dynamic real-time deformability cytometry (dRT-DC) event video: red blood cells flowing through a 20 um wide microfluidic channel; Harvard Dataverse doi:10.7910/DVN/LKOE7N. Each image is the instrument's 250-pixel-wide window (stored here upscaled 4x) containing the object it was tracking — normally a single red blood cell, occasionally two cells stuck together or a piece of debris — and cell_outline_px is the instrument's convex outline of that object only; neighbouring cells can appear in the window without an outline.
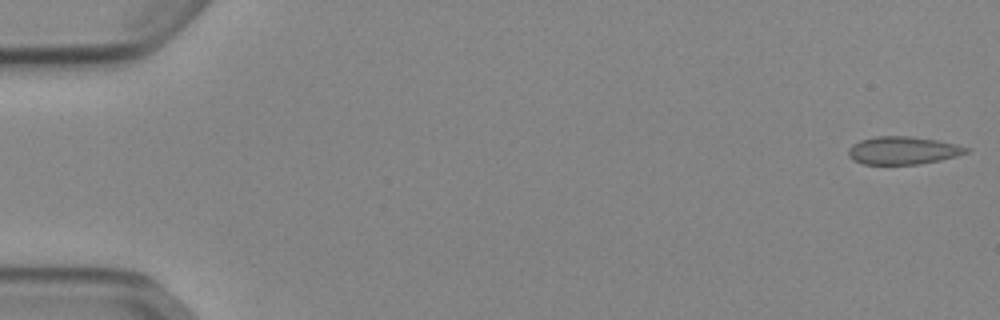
{"species": "Egyptian fruit bat (a non-hibernating species)", "species_latin": "Rousettus aegyptiacus", "temperature_condition": "cold", "stored_images_in_passage": 52, "camera_frame_rate_fps": 3000, "um_per_image_px": 0.085, "animal": {"sex": "female"}, "frame": {"image": 1, "passage_image": 1, "time_ms": 0.0, "image_size_px": [1000, 320], "cell_outline_px": [[972, 148], [968, 152], [956, 156], [940, 160], [920, 164], [864, 164], [852, 160], [848, 156], [848, 148], [852, 144], [860, 140], [876, 136], [908, 136], [936, 140], [956, 144]], "centroid_in_image_um": [76.73, 12.79], "position_along_channel_um": 8.3, "area_um2": 19.19}}
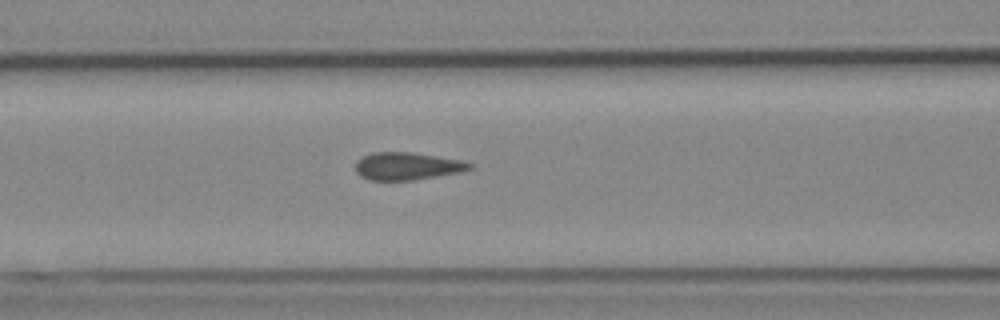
{"frame": {"image": 2, "passage_image": 22, "time_ms": 7.0, "image_size_px": [1000, 320], "cell_outline_px": [[476, 168], [460, 172], [412, 180], [368, 180], [360, 176], [356, 172], [356, 160], [372, 152], [412, 152], [464, 160], [476, 164]], "centroid_in_image_um": [34.67, 14.11], "position_along_channel_um": 131.9, "area_um2": 18.61}}
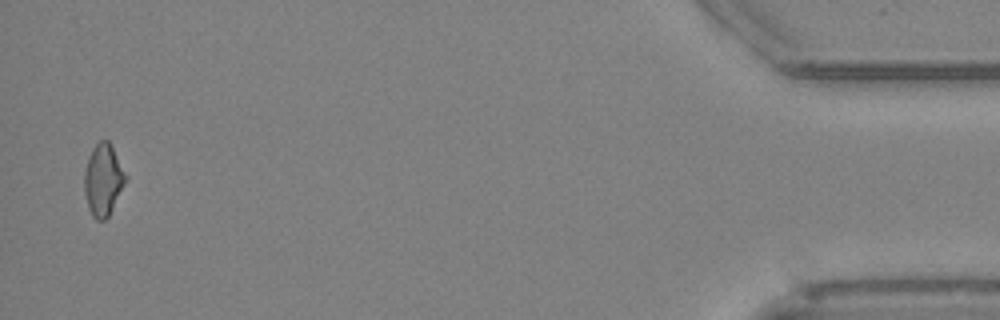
{"frame": {"image": 3, "passage_image": 51, "time_ms": 16.667, "image_size_px": [1000, 320], "cell_outline_px": [[128, 176], [108, 216], [104, 220], [96, 220], [92, 216], [88, 208], [84, 192], [84, 172], [88, 156], [92, 148], [100, 140], [108, 140]], "centroid_in_image_um": [8.75, 15.28], "position_along_channel_um": 426.5, "area_um2": 17.17}}